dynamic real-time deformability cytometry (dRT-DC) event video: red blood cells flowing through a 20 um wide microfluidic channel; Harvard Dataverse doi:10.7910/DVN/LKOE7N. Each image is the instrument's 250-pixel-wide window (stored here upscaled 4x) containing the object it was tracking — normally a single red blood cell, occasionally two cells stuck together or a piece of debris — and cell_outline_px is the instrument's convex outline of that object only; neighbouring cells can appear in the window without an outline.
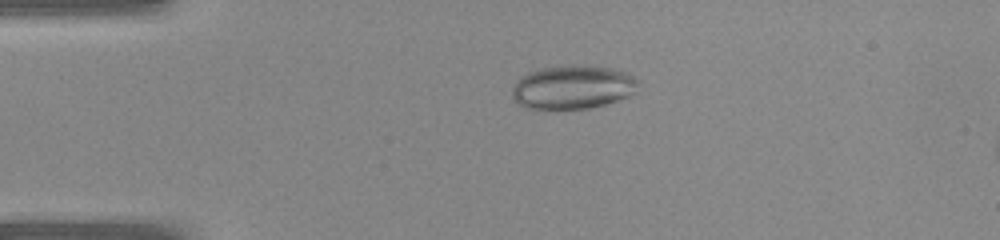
{"species": "common noctule bat (a hibernating species)", "species_latin": "Nyctalus noctula", "temperature_condition": "warm", "stored_images_in_passage": 40, "camera_frame_rate_fps": 3000, "um_per_image_px": 0.085, "animal": {"sex": "female", "body_mass_g": 22.0, "forearm_length_mm": 56.7}, "frame": {"image": 1, "passage_image": 9, "time_ms": 2.667, "image_size_px": [1000, 240], "cell_outline_px": [[640, 92], [604, 104], [588, 108], [528, 108], [516, 104], [512, 96], [512, 88], [516, 80], [520, 76], [528, 72], [540, 68], [612, 68], [624, 72], [640, 80]], "centroid_in_image_um": [48.69, 7.45], "position_along_channel_um": 36.3, "area_um2": 31.39}}
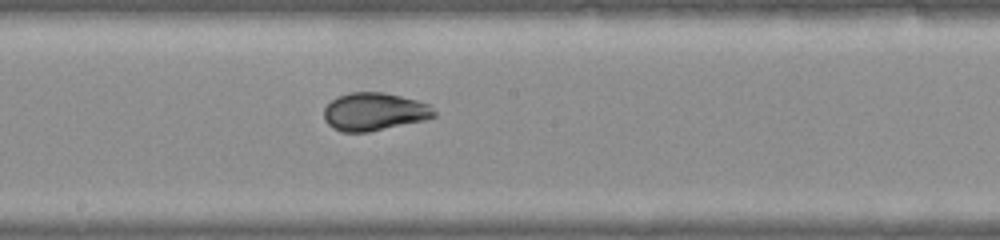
{"frame": {"image": 2, "passage_image": 22, "time_ms": 7.0, "image_size_px": [1000, 240], "cell_outline_px": [[436, 116], [424, 120], [368, 132], [340, 132], [332, 128], [324, 120], [324, 108], [332, 100], [348, 92], [384, 92], [416, 100], [428, 104], [436, 112]], "centroid_in_image_um": [31.79, 9.5], "position_along_channel_um": 216.4, "area_um2": 24.28}}
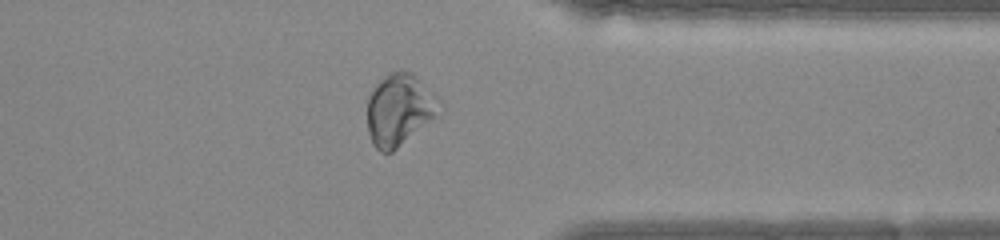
{"frame": {"image": 3, "passage_image": 32, "time_ms": 10.333, "image_size_px": [1000, 240], "cell_outline_px": [[444, 104], [428, 120], [392, 152], [380, 152], [372, 144], [368, 132], [368, 96], [376, 84], [388, 72], [400, 68], [412, 72]], "centroid_in_image_um": [33.89, 9.26], "position_along_channel_um": 377.5, "area_um2": 29.59}}